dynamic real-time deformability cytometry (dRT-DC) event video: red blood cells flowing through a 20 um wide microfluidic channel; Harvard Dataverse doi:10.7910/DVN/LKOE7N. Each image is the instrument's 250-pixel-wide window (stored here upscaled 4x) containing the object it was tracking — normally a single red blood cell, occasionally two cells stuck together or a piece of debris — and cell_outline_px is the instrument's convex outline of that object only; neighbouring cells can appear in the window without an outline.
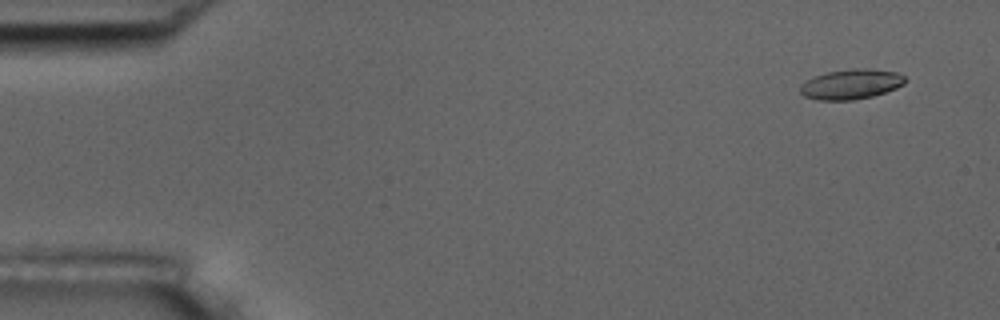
{"species": "common noctule bat (a hibernating species)", "species_latin": "Nyctalus noctula", "temperature_condition": "room temperature", "stored_images_in_passage": 6, "camera_frame_rate_fps": 3000, "um_per_image_px": 0.085, "animal": {"sex": "male", "body_mass_g": 17.5, "forearm_length_mm": 52.3}, "frame": {"image": 1, "passage_image": 1, "time_ms": 0.0, "image_size_px": [1000, 320], "cell_outline_px": [[908, 80], [904, 84], [896, 88], [872, 96], [852, 100], [816, 100], [804, 96], [800, 92], [800, 84], [812, 76], [828, 72], [852, 68], [872, 68], [896, 72], [904, 76]], "centroid_in_image_um": [72.33, 7.14], "position_along_channel_um": 12.7, "area_um2": 18.55}}
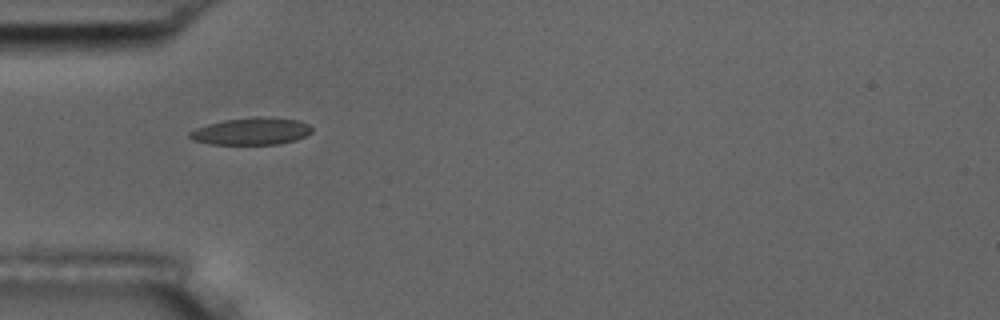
{"frame": {"image": 2, "passage_image": 5, "time_ms": 4.667, "image_size_px": [1000, 320], "cell_outline_px": [[312, 132], [296, 140], [280, 144], [212, 144], [192, 140], [188, 136], [188, 132], [196, 128], [208, 124], [224, 120], [252, 116], [268, 116], [300, 120], [308, 124], [312, 128]], "centroid_in_image_um": [21.38, 11.14], "position_along_channel_um": 63.6, "area_um2": 19.59}}